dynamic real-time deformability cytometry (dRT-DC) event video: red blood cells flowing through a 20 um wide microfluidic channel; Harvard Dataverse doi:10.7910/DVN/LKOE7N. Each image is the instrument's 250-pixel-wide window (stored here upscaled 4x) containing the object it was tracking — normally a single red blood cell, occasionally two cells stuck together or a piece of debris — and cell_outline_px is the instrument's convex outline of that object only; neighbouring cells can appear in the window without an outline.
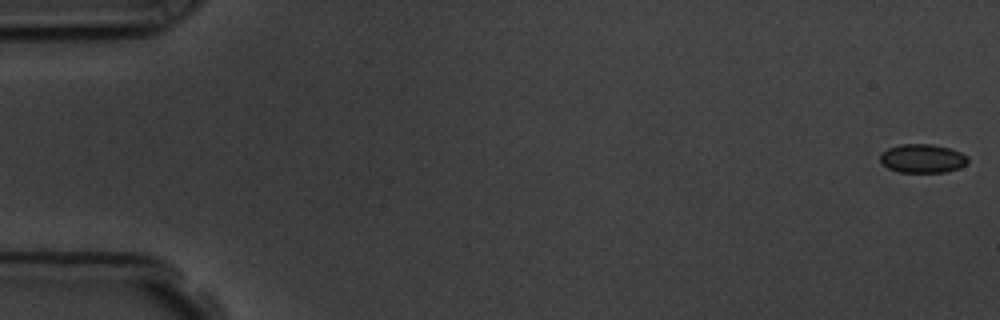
{"species": "common noctule bat (a hibernating species)", "species_latin": "Nyctalus noctula", "temperature_condition": "room temperature", "stored_images_in_passage": 6, "camera_frame_rate_fps": 3000, "um_per_image_px": 0.085, "animal": {"sex": "male", "body_mass_g": 19.5, "forearm_length_mm": 54.6}, "frame": {"image": 1, "passage_image": 1, "time_ms": 0.0, "image_size_px": [1000, 320], "cell_outline_px": [[968, 164], [960, 168], [944, 172], [900, 172], [888, 168], [880, 160], [880, 156], [888, 148], [900, 144], [932, 144], [948, 148], [960, 152], [968, 156]], "centroid_in_image_um": [78.45, 13.47], "position_along_channel_um": 6.6, "area_um2": 14.62}}
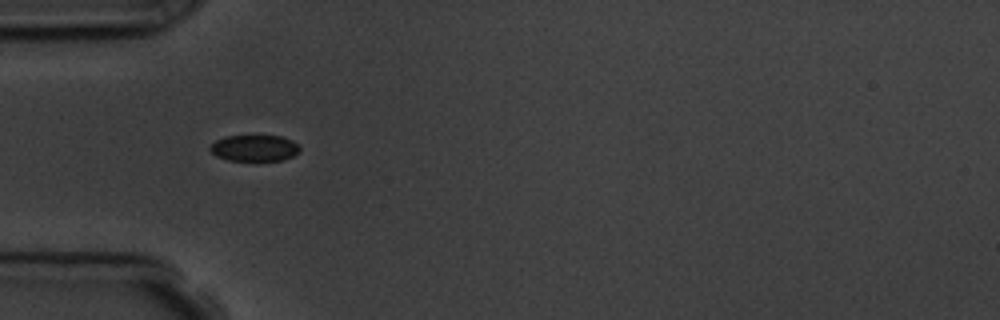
{"frame": {"image": 2, "passage_image": 5, "time_ms": 5.667, "image_size_px": [1000, 320], "cell_outline_px": [[300, 152], [292, 156], [280, 160], [228, 160], [216, 156], [208, 148], [216, 140], [224, 136], [280, 136], [292, 140], [300, 148]], "centroid_in_image_um": [21.61, 12.58], "position_along_channel_um": 63.4, "area_um2": 13.58}}